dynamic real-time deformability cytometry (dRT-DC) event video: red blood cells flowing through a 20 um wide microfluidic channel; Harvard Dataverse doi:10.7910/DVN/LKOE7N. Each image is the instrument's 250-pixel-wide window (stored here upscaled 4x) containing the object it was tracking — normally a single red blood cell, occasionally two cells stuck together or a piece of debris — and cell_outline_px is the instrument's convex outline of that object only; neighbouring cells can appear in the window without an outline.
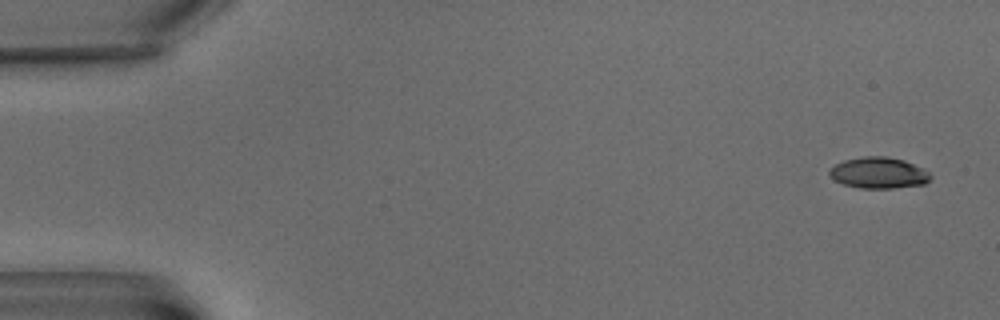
{"species": "common noctule bat (a hibernating species)", "species_latin": "Nyctalus noctula", "temperature_condition": "warm", "stored_images_in_passage": 8, "camera_frame_rate_fps": 3000, "um_per_image_px": 0.085, "animal": {"sex": "male", "body_mass_g": 15.6}, "frame": {"image": 1, "passage_image": 1, "time_ms": 0.0, "image_size_px": [1000, 320], "cell_outline_px": [[932, 176], [924, 184], [892, 188], [860, 188], [844, 184], [832, 180], [828, 176], [828, 168], [844, 160], [864, 156], [888, 156], [904, 160], [924, 168]], "centroid_in_image_um": [74.64, 14.68], "position_along_channel_um": 10.4, "area_um2": 18.55}}
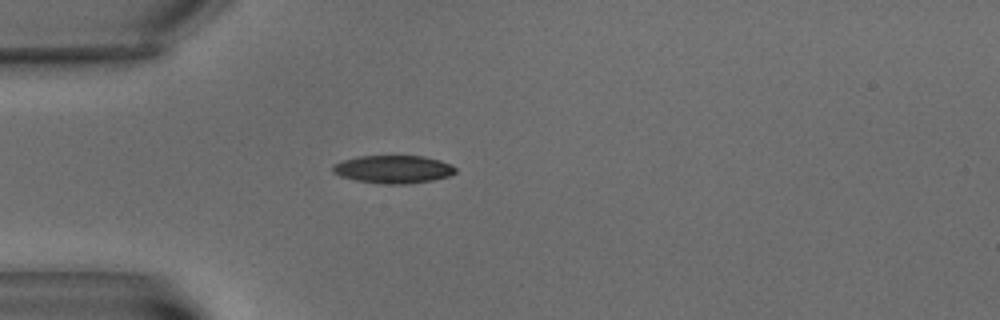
{"frame": {"image": 2, "passage_image": 5, "time_ms": 5.667, "image_size_px": [1000, 320], "cell_outline_px": [[456, 172], [448, 176], [432, 180], [408, 184], [380, 184], [356, 180], [340, 176], [332, 172], [332, 164], [344, 160], [360, 156], [424, 156], [440, 160], [452, 164], [456, 168]], "centroid_in_image_um": [33.43, 14.39], "position_along_channel_um": 51.6, "area_um2": 20.06}}